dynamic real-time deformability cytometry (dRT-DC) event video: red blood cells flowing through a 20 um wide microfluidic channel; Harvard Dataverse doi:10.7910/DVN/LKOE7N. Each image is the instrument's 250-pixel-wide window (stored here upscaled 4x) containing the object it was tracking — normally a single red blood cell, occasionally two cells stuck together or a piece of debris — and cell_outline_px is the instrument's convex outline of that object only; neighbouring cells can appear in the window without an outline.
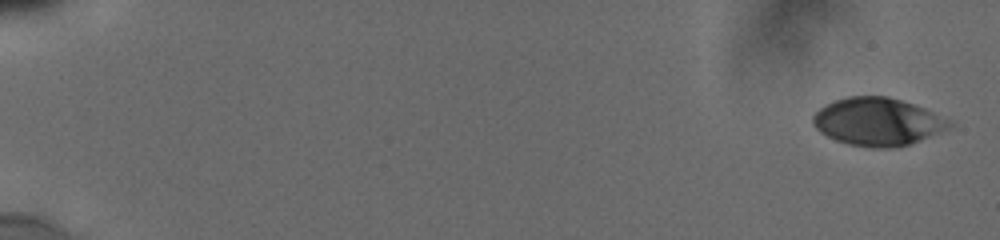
{"species": "human", "species_latin": "Homo sapiens", "temperature_condition": "cold", "stored_images_in_passage": 31, "camera_frame_rate_fps": 3000, "um_per_image_px": 0.085, "donor": {"sex": "male"}, "frame": {"image": 1, "passage_image": 1, "time_ms": 0.0, "image_size_px": [1000, 240], "cell_outline_px": [[952, 124], [948, 128], [908, 144], [892, 148], [872, 148], [848, 144], [836, 140], [820, 132], [812, 124], [812, 116], [824, 104], [848, 96], [888, 96], [924, 108], [948, 120]], "centroid_in_image_um": [74.52, 10.34], "position_along_channel_um": 10.5, "area_um2": 37.51}}
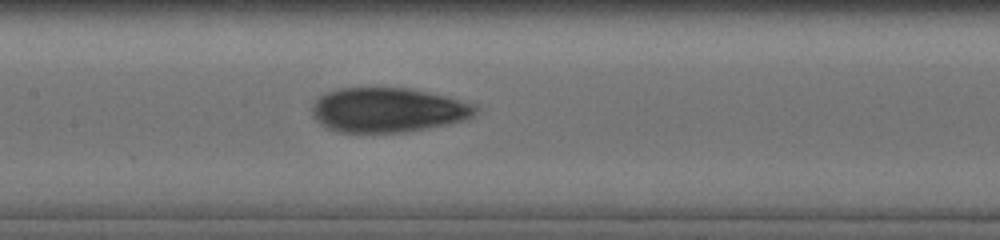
{"frame": {"image": 2, "passage_image": 15, "time_ms": 9.333, "image_size_px": [1000, 240], "cell_outline_px": [[476, 112], [468, 120], [448, 124], [404, 132], [336, 132], [320, 124], [312, 116], [312, 104], [320, 96], [328, 92], [340, 88], [408, 88], [444, 96], [476, 104]], "centroid_in_image_um": [32.95, 9.36], "position_along_channel_um": 174.4, "area_um2": 42.31}}
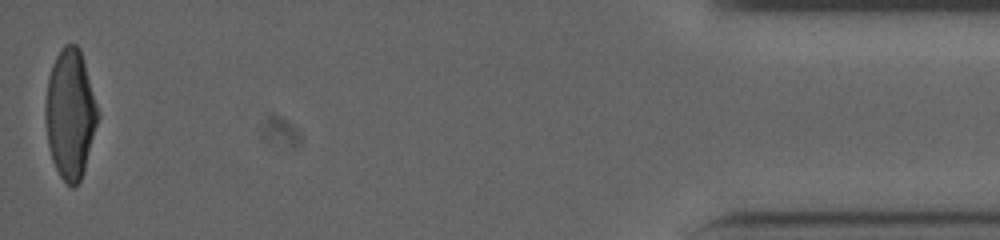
{"frame": {"image": 3, "passage_image": 31, "time_ms": 18.0, "image_size_px": [1000, 240], "cell_outline_px": [[100, 116], [84, 168], [80, 180], [72, 188], [60, 176], [52, 160], [48, 144], [44, 120], [44, 104], [48, 76], [52, 64], [60, 48], [64, 44], [76, 44], [80, 48], [100, 112]], "centroid_in_image_um": [5.96, 9.64], "position_along_channel_um": 429.2, "area_um2": 39.88}, "authors_computed_cell_mechanics": {"area_um2": 40.749, "velocity_mm_per_s": 3.8469, "shape_relaxation_time_tau1_ms": 5.6961, "shape_relaxation_time_tau2_ms": 1.2436, "deformation_change_tau1": 0.1789, "deformation_change_tau2": 0.0649}}